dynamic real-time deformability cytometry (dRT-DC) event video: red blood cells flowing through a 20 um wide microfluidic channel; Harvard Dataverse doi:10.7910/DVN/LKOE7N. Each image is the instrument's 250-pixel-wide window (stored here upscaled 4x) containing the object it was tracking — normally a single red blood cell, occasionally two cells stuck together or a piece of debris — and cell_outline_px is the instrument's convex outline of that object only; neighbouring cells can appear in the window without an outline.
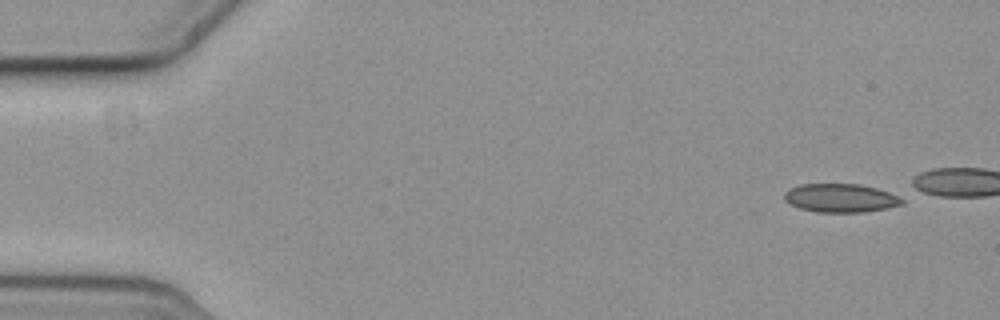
{"species": "common noctule bat (a hibernating species)", "species_latin": "Nyctalus noctula", "temperature_condition": "cold", "stored_images_in_passage": 19, "camera_frame_rate_fps": 3000, "um_per_image_px": 0.085, "animal": {"sex": "female", "body_mass_g": 19.3, "forearm_length_mm": 54.1}, "frame": {"image": 1, "passage_image": 1, "time_ms": 0.0, "image_size_px": [1000, 320], "cell_outline_px": [[904, 204], [864, 212], [816, 212], [800, 208], [784, 200], [784, 192], [800, 184], [860, 184], [876, 188], [904, 196]], "centroid_in_image_um": [71.5, 16.83], "position_along_channel_um": 13.5, "area_um2": 19.65}}
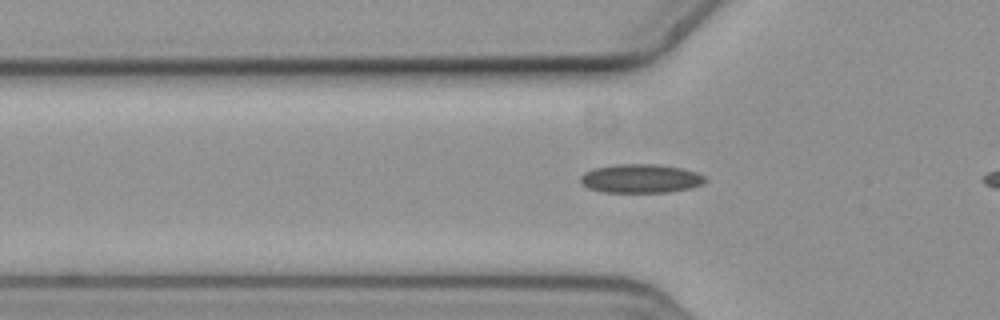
{"frame": {"image": 2, "passage_image": 16, "time_ms": 5.0, "image_size_px": [1000, 320], "cell_outline_px": [[708, 180], [700, 184], [688, 188], [668, 192], [604, 192], [588, 188], [580, 184], [580, 176], [584, 172], [592, 168], [616, 164], [656, 164], [680, 168], [696, 172], [704, 176]], "centroid_in_image_um": [54.39, 15.17], "position_along_channel_um": 71.4, "area_um2": 20.92}}